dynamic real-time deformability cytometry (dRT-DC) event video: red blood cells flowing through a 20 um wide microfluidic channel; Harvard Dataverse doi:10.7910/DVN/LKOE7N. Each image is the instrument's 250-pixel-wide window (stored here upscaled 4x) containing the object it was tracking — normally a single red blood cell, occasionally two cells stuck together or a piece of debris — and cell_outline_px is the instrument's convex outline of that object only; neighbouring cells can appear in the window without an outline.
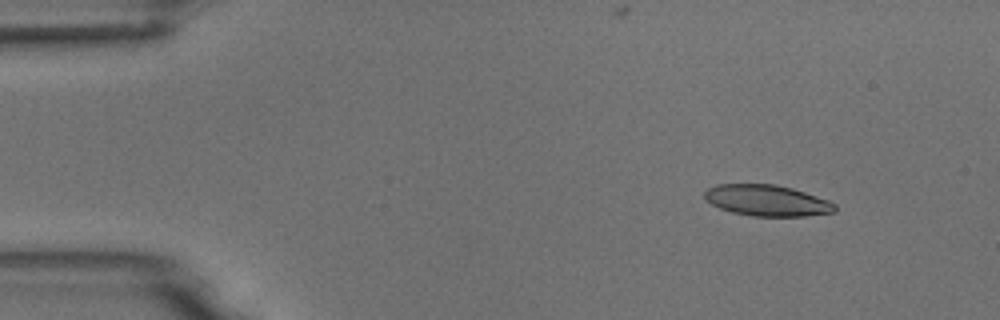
{"species": "common noctule bat (a hibernating species)", "species_latin": "Nyctalus noctula", "temperature_condition": "room temperature", "stored_images_in_passage": 5, "camera_frame_rate_fps": 3000, "um_per_image_px": 0.085, "animal": {"sex": "male", "body_mass_g": 18.8}, "frame": {"image": 1, "passage_image": 1, "time_ms": 0.0, "image_size_px": [1000, 320], "cell_outline_px": [[836, 212], [804, 216], [752, 216], [732, 212], [720, 208], [704, 200], [704, 192], [708, 188], [716, 184], [776, 184], [792, 188], [828, 200], [836, 204]], "centroid_in_image_um": [65.18, 17.04], "position_along_channel_um": 19.8, "area_um2": 23.7}}